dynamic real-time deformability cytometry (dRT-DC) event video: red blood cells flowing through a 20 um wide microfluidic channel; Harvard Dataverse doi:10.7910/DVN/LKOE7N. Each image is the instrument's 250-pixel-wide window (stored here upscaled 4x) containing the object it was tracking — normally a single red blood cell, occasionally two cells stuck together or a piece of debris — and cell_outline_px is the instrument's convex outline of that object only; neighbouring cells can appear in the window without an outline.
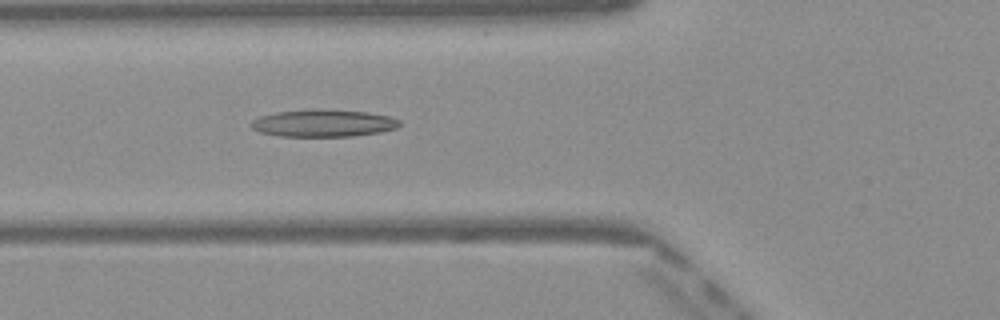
{"species": "Egyptian fruit bat (a non-hibernating species)", "species_latin": "Rousettus aegyptiacus", "temperature_condition": "warm", "stored_images_in_passage": 49, "camera_frame_rate_fps": 3000, "um_per_image_px": 0.085, "frame": {"image": 1, "passage_image": 18, "time_ms": 5.667, "image_size_px": [1000, 320], "cell_outline_px": [[400, 124], [396, 128], [380, 132], [352, 136], [280, 136], [260, 132], [252, 128], [248, 124], [252, 120], [260, 116], [276, 112], [316, 108], [320, 108], [368, 112], [388, 116], [400, 120]], "centroid_in_image_um": [27.46, 10.45], "position_along_channel_um": 98.3, "area_um2": 23.76}}
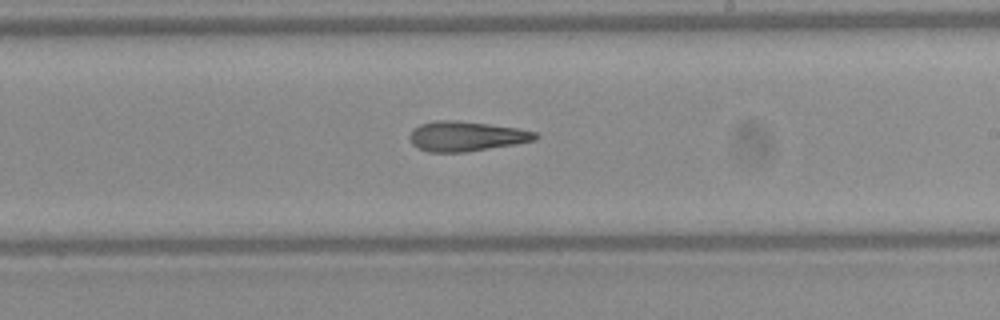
{"frame": {"image": 2, "passage_image": 29, "time_ms": 9.333, "image_size_px": [1000, 320], "cell_outline_px": [[540, 136], [536, 140], [516, 144], [468, 152], [428, 152], [412, 144], [408, 136], [412, 128], [420, 124], [436, 120], [456, 120], [488, 124], [516, 128], [536, 132]], "centroid_in_image_um": [39.61, 11.58], "position_along_channel_um": 249.4, "area_um2": 22.02}}
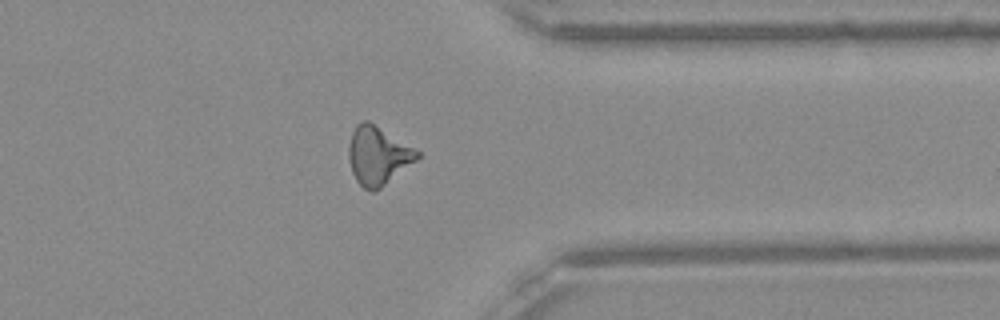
{"frame": {"image": 3, "passage_image": 39, "time_ms": 12.667, "image_size_px": [1000, 320], "cell_outline_px": [[420, 156], [416, 160], [380, 188], [372, 192], [364, 188], [356, 180], [352, 172], [348, 156], [348, 148], [352, 132], [356, 124], [364, 120], [368, 120], [420, 152]], "centroid_in_image_um": [32.09, 13.22], "position_along_channel_um": 379.3, "area_um2": 22.89}, "authors_computed_cell_mechanics": {"area_um2": 22.1374, "velocity_mm_per_s": 4.1023, "shape_relaxation_time_tau1_ms": null, "shape_relaxation_time_tau2_ms": 6.1417, "deformation_change_tau1": null, "deformation_change_tau2": 0.2157}}